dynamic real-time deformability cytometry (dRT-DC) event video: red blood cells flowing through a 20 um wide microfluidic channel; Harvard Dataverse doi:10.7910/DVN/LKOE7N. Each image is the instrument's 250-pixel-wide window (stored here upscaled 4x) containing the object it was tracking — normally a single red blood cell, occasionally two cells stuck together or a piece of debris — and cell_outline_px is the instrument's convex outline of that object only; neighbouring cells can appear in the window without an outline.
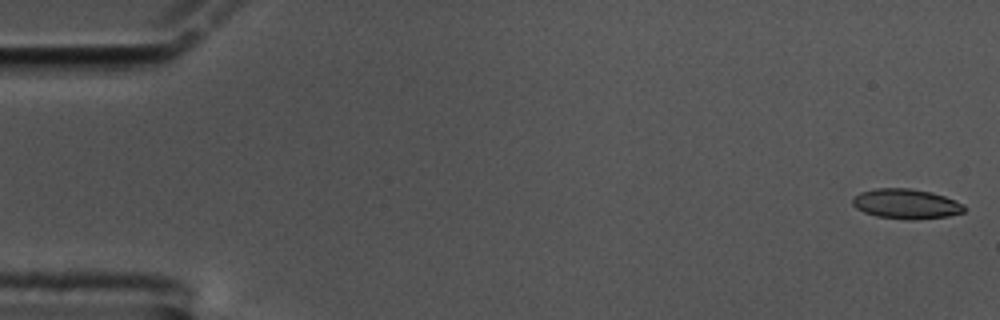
{"species": "common noctule bat (a hibernating species)", "species_latin": "Nyctalus noctula", "temperature_condition": "cold", "stored_images_in_passage": 58, "camera_frame_rate_fps": 3000, "um_per_image_px": 0.085, "animal": {"sex": "male", "body_mass_g": 17.5, "forearm_length_mm": 52.3}, "frame": {"image": 1, "passage_image": 1, "time_ms": 0.0, "image_size_px": [1000, 320], "cell_outline_px": [[968, 208], [964, 212], [948, 216], [912, 220], [908, 220], [876, 216], [864, 212], [856, 208], [852, 204], [852, 200], [860, 192], [876, 188], [908, 188], [932, 192], [944, 196], [964, 204]], "centroid_in_image_um": [77.04, 17.33], "position_along_channel_um": 8.0, "area_um2": 19.54}}
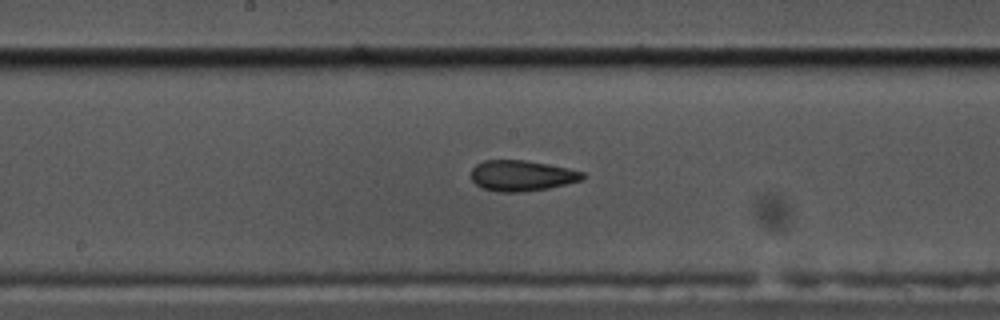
{"frame": {"image": 2, "passage_image": 30, "time_ms": 9.667, "image_size_px": [1000, 320], "cell_outline_px": [[584, 176], [580, 180], [548, 188], [520, 192], [500, 192], [484, 188], [476, 184], [472, 180], [472, 168], [476, 164], [484, 160], [524, 160], [568, 168], [584, 172]], "centroid_in_image_um": [44.32, 14.92], "position_along_channel_um": 203.9, "area_um2": 19.65}}
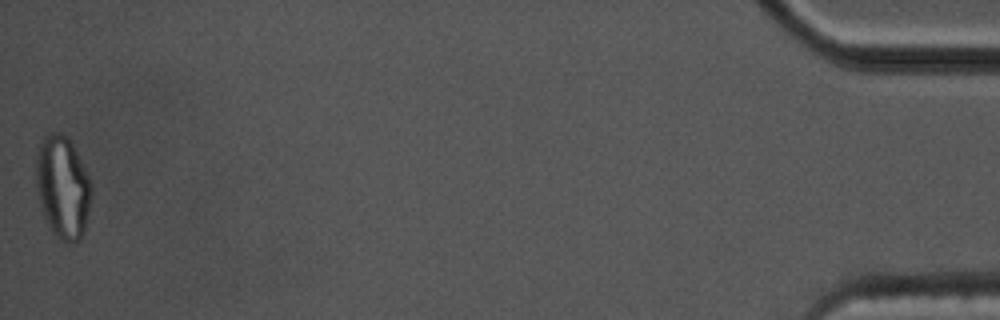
{"frame": {"image": 3, "passage_image": 58, "time_ms": 19.0, "image_size_px": [1000, 320], "cell_outline_px": [[92, 192], [84, 232], [80, 240], [72, 244], [68, 244], [60, 240], [48, 228], [40, 208], [36, 188], [36, 160], [40, 144], [44, 136], [52, 132], [60, 132], [72, 144], [88, 176], [92, 188]], "centroid_in_image_um": [5.31, 15.98], "position_along_channel_um": 429.9, "area_um2": 33.18}, "authors_computed_cell_mechanics": {"area_um2": 19.9121, "velocity_mm_per_s": 3.451, "shape_relaxation_time_tau1_ms": 6.1089, "shape_relaxation_time_tau2_ms": 2.4553, "deformation_change_tau1": 0.1676, "deformation_change_tau2": 0.1}}